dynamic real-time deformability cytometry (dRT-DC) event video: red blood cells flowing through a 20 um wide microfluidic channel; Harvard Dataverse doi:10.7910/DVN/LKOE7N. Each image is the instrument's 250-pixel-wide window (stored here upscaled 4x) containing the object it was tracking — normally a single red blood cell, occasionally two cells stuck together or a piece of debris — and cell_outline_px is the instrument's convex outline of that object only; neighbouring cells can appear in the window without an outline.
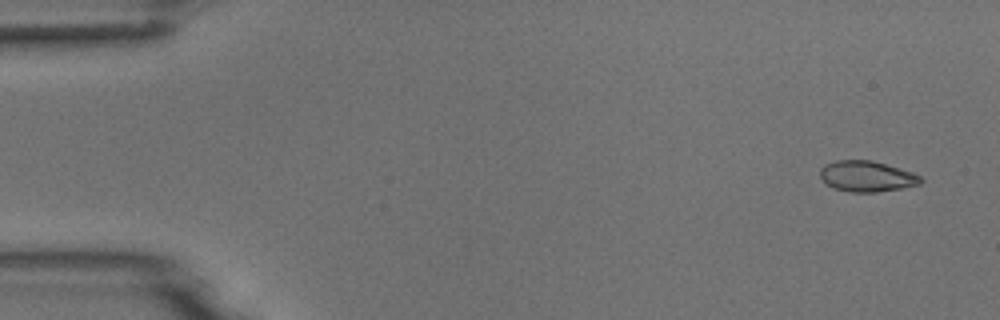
{"species": "common noctule bat (a hibernating species)", "species_latin": "Nyctalus noctula", "temperature_condition": "room temperature", "stored_images_in_passage": 8, "camera_frame_rate_fps": 3000, "um_per_image_px": 0.085, "animal": {"sex": "male", "body_mass_g": 18.8}, "frame": {"image": 1, "passage_image": 1, "time_ms": 0.0, "image_size_px": [1000, 320], "cell_outline_px": [[924, 180], [920, 184], [900, 188], [876, 192], [848, 192], [832, 188], [824, 184], [820, 176], [820, 168], [824, 164], [836, 160], [872, 160], [900, 168], [912, 172], [920, 176]], "centroid_in_image_um": [73.63, 14.98], "position_along_channel_um": 11.4, "area_um2": 18.26}}
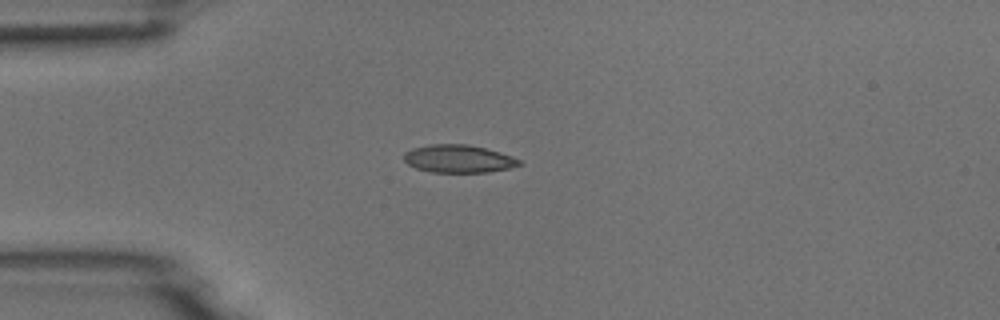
{"frame": {"image": 2, "passage_image": 4, "time_ms": 3.667, "image_size_px": [1000, 320], "cell_outline_px": [[524, 164], [508, 168], [488, 172], [432, 172], [416, 168], [408, 164], [404, 160], [404, 152], [412, 148], [428, 144], [468, 144], [484, 148], [512, 156], [520, 160]], "centroid_in_image_um": [38.95, 13.49], "position_along_channel_um": 46.0, "area_um2": 18.67}}